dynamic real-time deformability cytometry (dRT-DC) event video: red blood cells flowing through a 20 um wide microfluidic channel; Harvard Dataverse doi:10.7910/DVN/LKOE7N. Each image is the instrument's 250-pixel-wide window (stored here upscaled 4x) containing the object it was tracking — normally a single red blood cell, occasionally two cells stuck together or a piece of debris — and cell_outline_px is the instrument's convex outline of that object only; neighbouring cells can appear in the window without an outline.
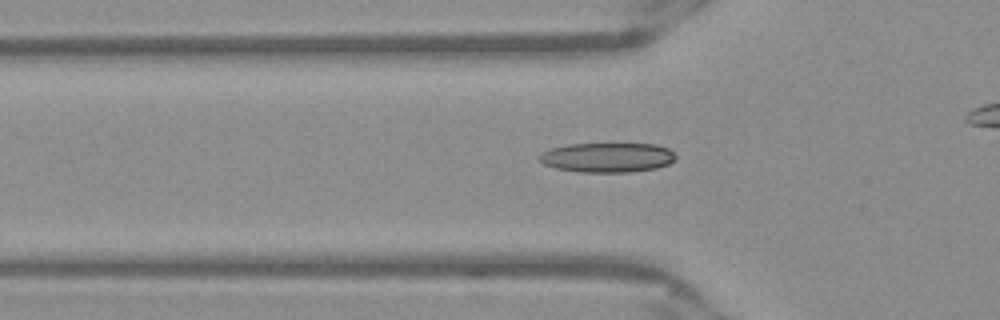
{"species": "Egyptian fruit bat (a non-hibernating species)", "species_latin": "Rousettus aegyptiacus", "temperature_condition": "warm", "stored_images_in_passage": 42, "camera_frame_rate_fps": 3000, "um_per_image_px": 0.085, "frame": {"image": 1, "passage_image": 17, "time_ms": 5.333, "image_size_px": [1000, 320], "cell_outline_px": [[676, 160], [668, 164], [656, 168], [632, 172], [580, 172], [556, 168], [544, 164], [536, 156], [540, 152], [552, 148], [568, 144], [656, 144], [668, 148], [676, 156]], "centroid_in_image_um": [51.62, 13.38], "position_along_channel_um": 74.2, "area_um2": 23.64}}
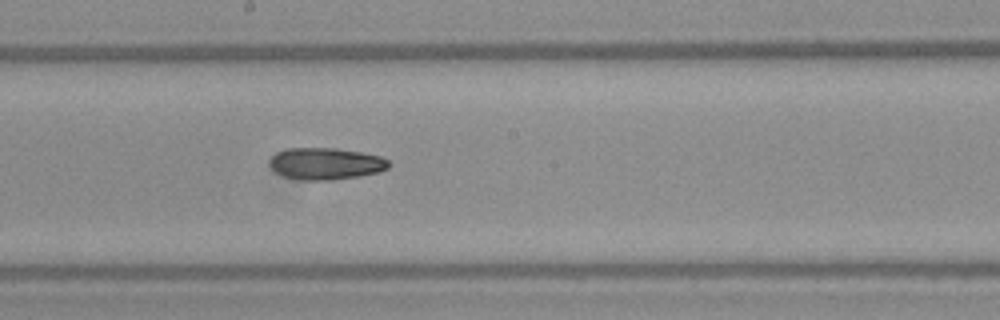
{"frame": {"image": 2, "passage_image": 28, "time_ms": 9.0, "image_size_px": [1000, 320], "cell_outline_px": [[392, 164], [388, 168], [380, 172], [360, 176], [332, 180], [304, 180], [284, 176], [276, 172], [268, 164], [268, 160], [276, 152], [288, 148], [336, 148], [360, 152], [380, 156], [388, 160]], "centroid_in_image_um": [27.69, 13.91], "position_along_channel_um": 220.5, "area_um2": 22.25}}
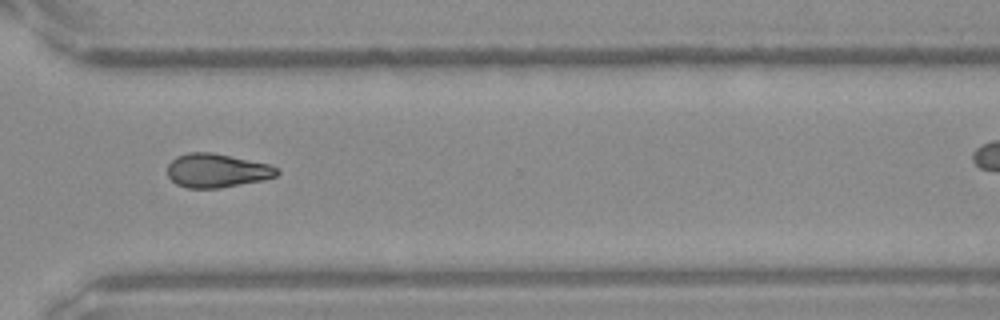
{"frame": {"image": 3, "passage_image": 38, "time_ms": 12.333, "image_size_px": [1000, 320], "cell_outline_px": [[280, 172], [276, 176], [264, 180], [220, 188], [188, 188], [176, 184], [168, 176], [168, 164], [176, 156], [188, 152], [212, 152], [268, 164], [280, 168]], "centroid_in_image_um": [18.44, 14.5], "position_along_channel_um": 352.2, "area_um2": 21.68}}